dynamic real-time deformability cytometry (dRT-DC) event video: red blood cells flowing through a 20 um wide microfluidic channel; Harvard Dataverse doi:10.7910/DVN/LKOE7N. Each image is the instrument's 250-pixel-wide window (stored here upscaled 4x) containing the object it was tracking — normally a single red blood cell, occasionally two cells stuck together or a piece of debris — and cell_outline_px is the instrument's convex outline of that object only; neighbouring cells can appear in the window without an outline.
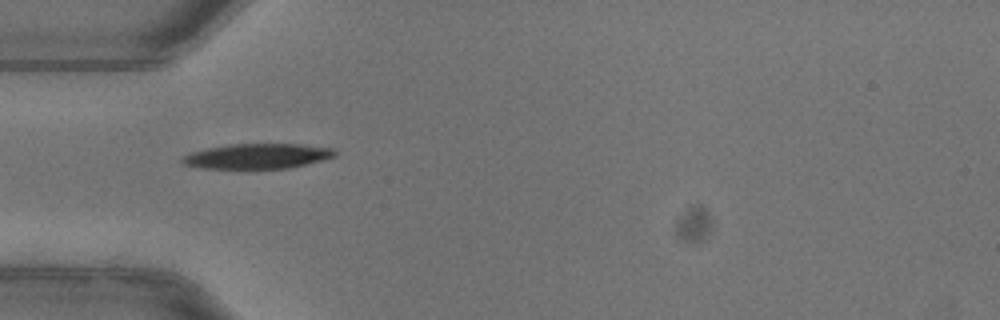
{"species": "common noctule bat (a hibernating species)", "species_latin": "Nyctalus noctula", "temperature_condition": "warm", "stored_images_in_passage": 37, "camera_frame_rate_fps": 3000, "um_per_image_px": 0.085, "animal": {"sex": "female"}, "frame": {"image": 1, "passage_image": 1, "time_ms": 0.0, "image_size_px": [1000, 320], "cell_outline_px": [[336, 156], [324, 160], [288, 168], [204, 168], [184, 164], [180, 160], [184, 156], [192, 152], [208, 148], [232, 144], [300, 144], [332, 148], [336, 152]], "centroid_in_image_um": [21.92, 13.27], "position_along_channel_um": 63.1, "area_um2": 22.02}, "authors_computed_cell_mechanics": {"area_um2": 22.3686, "velocity_mm_per_s": 3.9652, "shape_relaxation_time_tau1_ms": 3.0962, "shape_relaxation_time_tau2_ms": 4.5336, "deformation_change_tau1": 0.1792, "deformation_change_tau2": 0.1091}}